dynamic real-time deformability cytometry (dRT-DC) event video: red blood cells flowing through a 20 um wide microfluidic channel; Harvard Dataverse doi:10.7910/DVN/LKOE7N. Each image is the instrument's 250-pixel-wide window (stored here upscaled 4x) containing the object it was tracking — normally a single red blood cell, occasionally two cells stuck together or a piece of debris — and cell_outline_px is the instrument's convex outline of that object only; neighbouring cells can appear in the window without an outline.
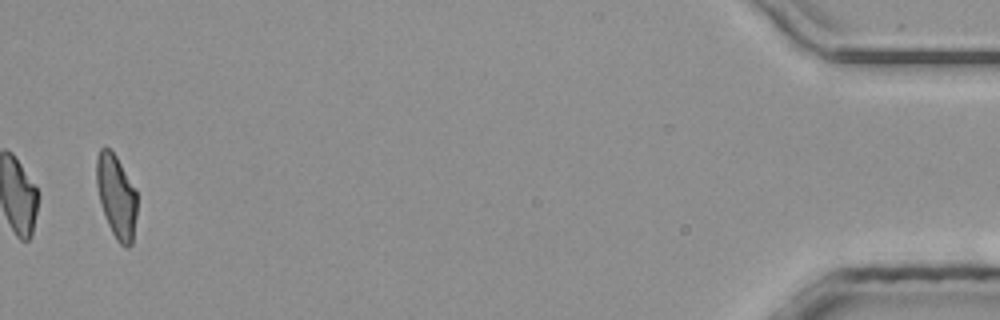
{"species": "common noctule bat (a hibernating species)", "species_latin": "Nyctalus noctula", "temperature_condition": "room temperature", "stored_images_in_passage": 42, "camera_frame_rate_fps": 3000, "um_per_image_px": 0.085, "animal": {"sex": "male", "body_mass_g": 20.4}, "frame": {"image": 1, "passage_image": 42, "time_ms": 13.667, "image_size_px": [1000, 320], "cell_outline_px": [[136, 216], [132, 244], [128, 248], [124, 248], [116, 240], [108, 224], [100, 204], [96, 184], [96, 156], [100, 148], [108, 148], [116, 156], [136, 188]], "centroid_in_image_um": [9.89, 16.7], "position_along_channel_um": 425.3, "area_um2": 19.83}}